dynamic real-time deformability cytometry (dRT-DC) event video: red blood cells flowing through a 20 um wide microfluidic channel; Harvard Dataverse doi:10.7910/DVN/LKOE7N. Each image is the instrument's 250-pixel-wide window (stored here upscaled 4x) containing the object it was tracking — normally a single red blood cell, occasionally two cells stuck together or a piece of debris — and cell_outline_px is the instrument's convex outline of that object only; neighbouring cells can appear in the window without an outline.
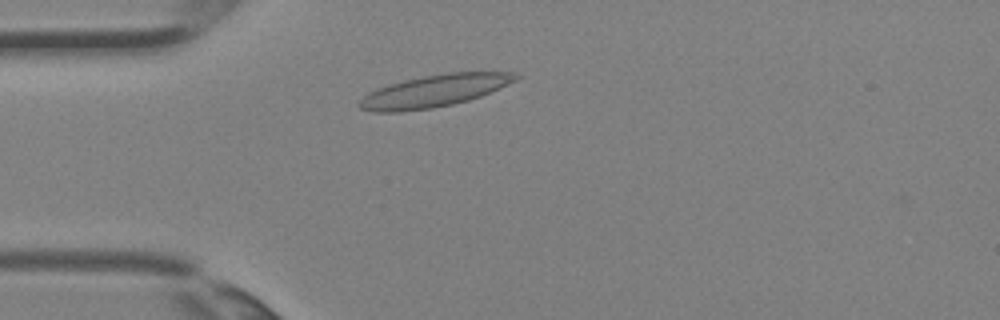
{"species": "Egyptian fruit bat (a non-hibernating species)", "species_latin": "Rousettus aegyptiacus", "temperature_condition": "room temperature", "stored_images_in_passage": 2, "camera_frame_rate_fps": 3000, "um_per_image_px": 0.085, "animal": {"sex": "female"}, "frame": {"image": 1, "passage_image": 2, "time_ms": 0.333, "image_size_px": [1000, 320], "cell_outline_px": [[520, 76], [516, 80], [500, 88], [480, 96], [468, 100], [452, 104], [432, 108], [400, 112], [372, 112], [360, 108], [356, 104], [368, 92], [376, 88], [388, 84], [404, 80], [424, 76], [448, 72], [516, 72]], "centroid_in_image_um": [36.88, 7.73], "position_along_channel_um": 48.1, "area_um2": 29.3}}